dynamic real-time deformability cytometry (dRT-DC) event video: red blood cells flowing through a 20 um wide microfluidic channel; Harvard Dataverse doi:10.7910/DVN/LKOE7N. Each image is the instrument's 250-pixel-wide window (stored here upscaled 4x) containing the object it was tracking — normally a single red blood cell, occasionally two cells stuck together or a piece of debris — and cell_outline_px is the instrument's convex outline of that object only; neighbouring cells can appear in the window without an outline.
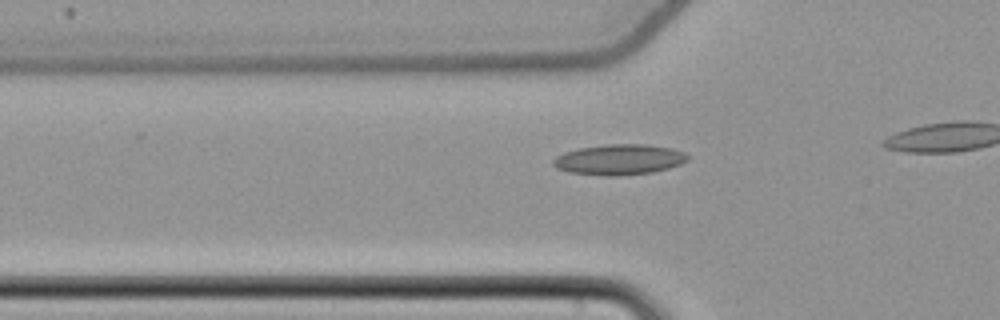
{"species": "common noctule bat (a hibernating species)", "species_latin": "Nyctalus noctula", "temperature_condition": "cold", "stored_images_in_passage": 16, "camera_frame_rate_fps": 3000, "um_per_image_px": 0.085, "animal": {"sex": "female", "body_mass_g": 22.7, "forearm_length_mm": 54.2}, "frame": {"image": 1, "passage_image": 10, "time_ms": 3.0, "image_size_px": [1000, 320], "cell_outline_px": [[688, 160], [680, 164], [668, 168], [652, 172], [616, 176], [604, 176], [568, 172], [556, 168], [552, 164], [552, 160], [556, 156], [564, 152], [580, 148], [608, 144], [644, 144], [672, 148], [684, 152], [688, 156]], "centroid_in_image_um": [52.61, 13.56], "position_along_channel_um": 73.2, "area_um2": 23.93}}
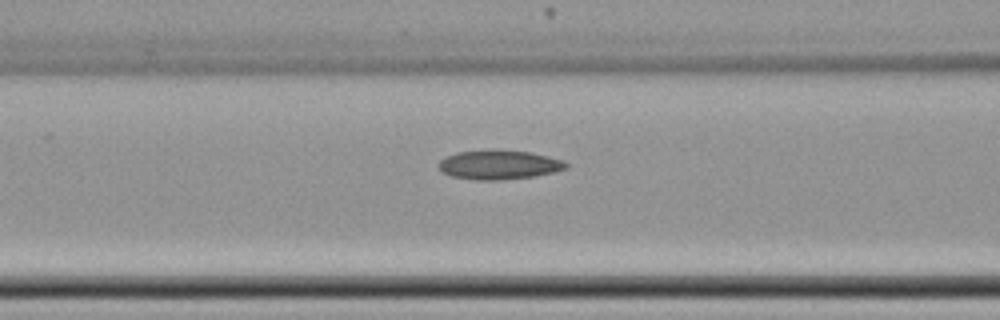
{"frame": {"image": 2, "passage_image": 14, "time_ms": 4.333, "image_size_px": [1000, 320], "cell_outline_px": [[568, 168], [556, 172], [536, 176], [500, 180], [476, 180], [452, 176], [444, 172], [436, 164], [440, 160], [456, 152], [492, 148], [528, 152], [564, 160], [568, 164]], "centroid_in_image_um": [42.43, 13.99], "position_along_channel_um": 124.2, "area_um2": 22.02}}